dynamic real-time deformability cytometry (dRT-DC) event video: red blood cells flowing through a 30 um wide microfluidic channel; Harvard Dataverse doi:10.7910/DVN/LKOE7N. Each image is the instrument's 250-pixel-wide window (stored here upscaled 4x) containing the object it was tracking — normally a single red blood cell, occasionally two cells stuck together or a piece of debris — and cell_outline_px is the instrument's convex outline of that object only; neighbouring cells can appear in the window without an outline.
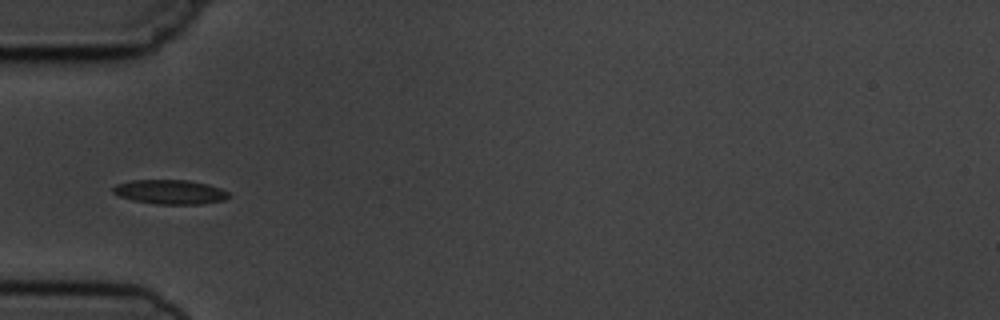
{"species": "common noctule bat (a hibernating species)", "species_latin": "Nyctalus noctula", "temperature_condition": "cold", "stored_images_in_passage": 7, "camera_frame_rate_fps": 3000, "um_per_image_px": 0.085, "animal": {"sex": "male", "body_mass_g": 19.5, "forearm_length_mm": 54.6}, "frame": {"image": 1, "passage_image": 6, "time_ms": 5.667, "image_size_px": [1000, 320], "cell_outline_px": [[232, 196], [224, 200], [204, 204], [156, 204], [132, 200], [120, 196], [112, 192], [112, 188], [116, 184], [132, 180], [188, 180], [208, 184], [220, 188], [228, 192]], "centroid_in_image_um": [14.48, 16.32], "position_along_channel_um": 70.5, "area_um2": 16.53}}
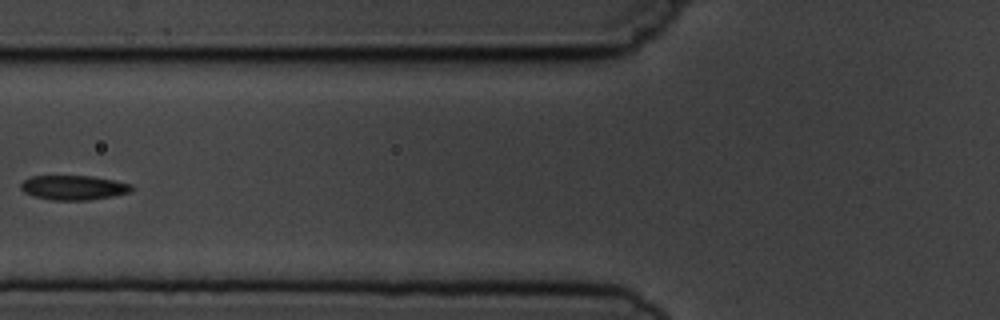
{"frame": {"image": 2, "passage_image": 7, "time_ms": 7.0, "image_size_px": [1000, 320], "cell_outline_px": [[132, 192], [112, 196], [88, 200], [52, 200], [32, 196], [24, 192], [20, 188], [20, 184], [24, 180], [32, 176], [92, 176], [116, 180], [132, 184]], "centroid_in_image_um": [6.26, 15.94], "position_along_channel_um": 119.5, "area_um2": 15.95}}